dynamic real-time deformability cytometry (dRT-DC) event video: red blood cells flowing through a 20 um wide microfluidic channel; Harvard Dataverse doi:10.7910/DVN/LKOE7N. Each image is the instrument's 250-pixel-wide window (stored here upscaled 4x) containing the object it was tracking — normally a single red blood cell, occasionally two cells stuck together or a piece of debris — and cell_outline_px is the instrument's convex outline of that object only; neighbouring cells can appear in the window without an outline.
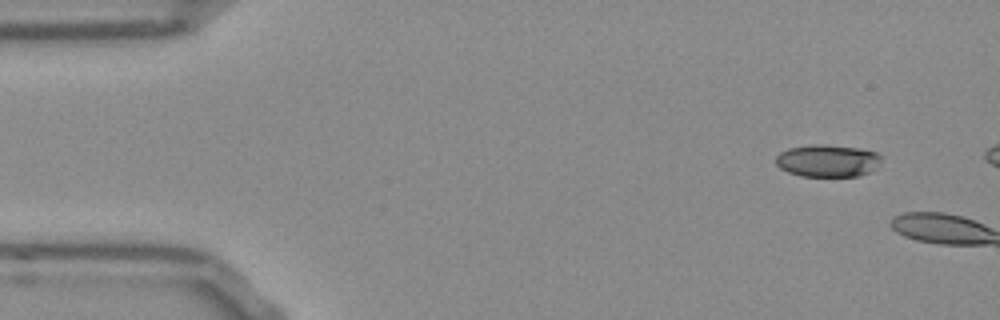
{"species": "Egyptian fruit bat (a non-hibernating species)", "species_latin": "Rousettus aegyptiacus", "temperature_condition": "room temperature", "stored_images_in_passage": 3, "camera_frame_rate_fps": 3000, "um_per_image_px": 0.085, "frame": {"image": 1, "passage_image": 1, "time_ms": 0.0, "image_size_px": [1000, 320], "cell_outline_px": [[880, 160], [868, 172], [860, 176], [800, 176], [788, 172], [780, 168], [776, 164], [776, 156], [780, 152], [788, 148], [812, 144], [820, 144], [860, 148], [876, 152], [880, 156]], "centroid_in_image_um": [70.29, 13.65], "position_along_channel_um": 14.7, "area_um2": 19.71}}